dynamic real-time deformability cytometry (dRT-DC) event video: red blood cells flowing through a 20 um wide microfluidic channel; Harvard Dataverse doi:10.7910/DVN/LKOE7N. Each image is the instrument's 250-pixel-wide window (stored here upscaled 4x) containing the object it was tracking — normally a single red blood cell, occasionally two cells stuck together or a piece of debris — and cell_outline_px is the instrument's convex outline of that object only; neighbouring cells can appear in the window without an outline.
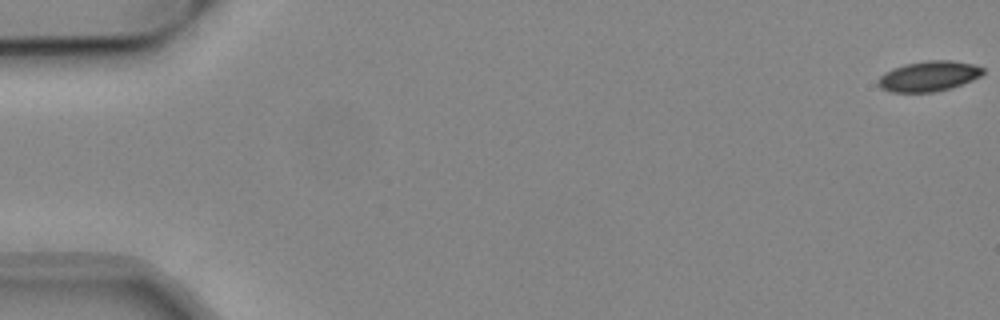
{"species": "common noctule bat (a hibernating species)", "species_latin": "Nyctalus noctula", "temperature_condition": "cold", "stored_images_in_passage": 54, "camera_frame_rate_fps": 3000, "um_per_image_px": 0.085, "animal": {"sex": "male", "body_mass_g": 19.2, "forearm_length_mm": 51.8}, "frame": {"image": 1, "passage_image": 1, "time_ms": 0.0, "image_size_px": [1000, 320], "cell_outline_px": [[984, 72], [980, 76], [972, 80], [948, 88], [932, 92], [892, 92], [880, 88], [876, 84], [876, 80], [884, 72], [892, 68], [904, 64], [928, 60], [948, 60], [972, 64], [984, 68]], "centroid_in_image_um": [78.88, 6.47], "position_along_channel_um": 6.1, "area_um2": 18.44}}
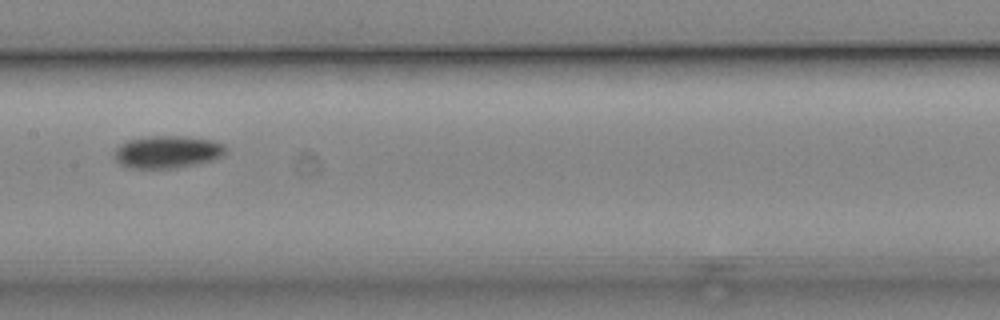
{"frame": {"image": 2, "passage_image": 28, "time_ms": 9.0, "image_size_px": [1000, 320], "cell_outline_px": [[228, 152], [224, 156], [212, 160], [176, 168], [128, 168], [120, 164], [112, 156], [112, 152], [120, 144], [128, 140], [148, 136], [188, 136], [212, 140], [224, 144], [228, 148]], "centroid_in_image_um": [14.23, 12.91], "position_along_channel_um": 193.2, "area_um2": 21.44}}
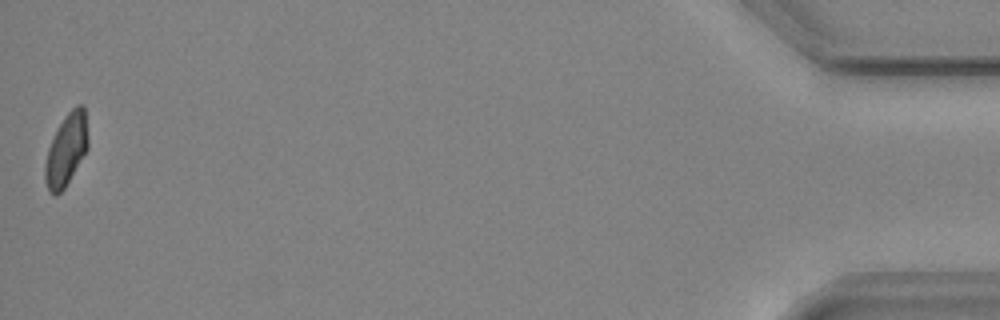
{"frame": {"image": 3, "passage_image": 54, "time_ms": 17.667, "image_size_px": [1000, 320], "cell_outline_px": [[88, 148], [64, 188], [56, 196], [48, 192], [44, 180], [44, 164], [48, 148], [64, 116], [76, 104], [84, 104], [88, 140]], "centroid_in_image_um": [5.62, 12.74], "position_along_channel_um": 429.6, "area_um2": 17.98}}